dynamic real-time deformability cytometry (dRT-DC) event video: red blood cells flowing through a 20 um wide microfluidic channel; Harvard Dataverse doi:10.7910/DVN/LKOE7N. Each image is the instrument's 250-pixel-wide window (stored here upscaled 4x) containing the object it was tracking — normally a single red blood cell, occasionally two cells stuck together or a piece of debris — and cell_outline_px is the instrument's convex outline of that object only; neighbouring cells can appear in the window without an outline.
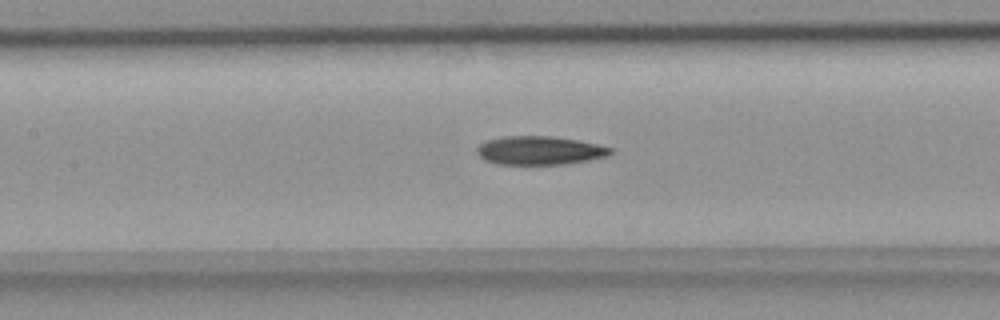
{"species": "common noctule bat (a hibernating species)", "species_latin": "Nyctalus noctula", "temperature_condition": "room temperature", "stored_images_in_passage": 36, "camera_frame_rate_fps": 3000, "um_per_image_px": 0.085, "animal": {"sex": "female", "body_mass_g": 18.4}, "frame": {"image": 1, "passage_image": 8, "time_ms": 2.333, "image_size_px": [1000, 320], "cell_outline_px": [[612, 152], [608, 156], [568, 164], [496, 164], [484, 160], [476, 152], [476, 148], [480, 144], [488, 140], [504, 136], [548, 136], [576, 140], [596, 144], [612, 148]], "centroid_in_image_um": [45.85, 12.8], "position_along_channel_um": 161.6, "area_um2": 22.14}}
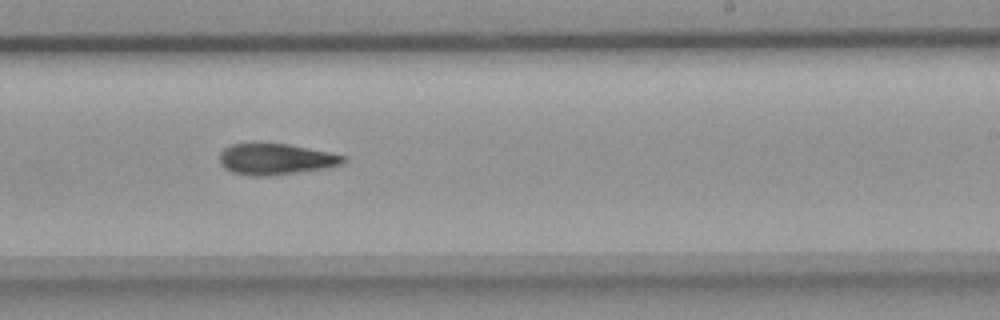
{"frame": {"image": 2, "passage_image": 16, "time_ms": 5.0, "image_size_px": [1000, 320], "cell_outline_px": [[348, 160], [340, 164], [324, 168], [272, 176], [252, 176], [232, 172], [224, 168], [220, 164], [220, 152], [224, 148], [232, 144], [288, 144], [328, 152], [344, 156]], "centroid_in_image_um": [23.4, 13.54], "position_along_channel_um": 265.6, "area_um2": 22.2}}
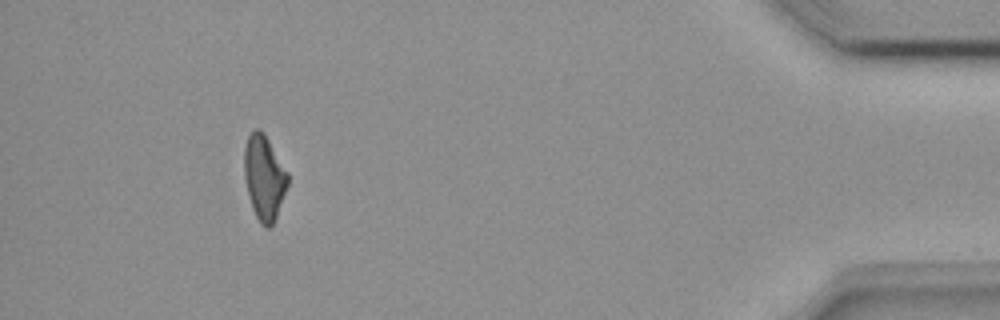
{"frame": {"image": 3, "passage_image": 32, "time_ms": 10.333, "image_size_px": [1000, 320], "cell_outline_px": [[288, 184], [276, 216], [272, 224], [268, 228], [264, 228], [260, 224], [252, 208], [244, 176], [244, 148], [248, 136], [256, 128], [260, 128], [264, 132], [288, 172]], "centroid_in_image_um": [22.45, 15.07], "position_along_channel_um": 412.8, "area_um2": 21.39}}